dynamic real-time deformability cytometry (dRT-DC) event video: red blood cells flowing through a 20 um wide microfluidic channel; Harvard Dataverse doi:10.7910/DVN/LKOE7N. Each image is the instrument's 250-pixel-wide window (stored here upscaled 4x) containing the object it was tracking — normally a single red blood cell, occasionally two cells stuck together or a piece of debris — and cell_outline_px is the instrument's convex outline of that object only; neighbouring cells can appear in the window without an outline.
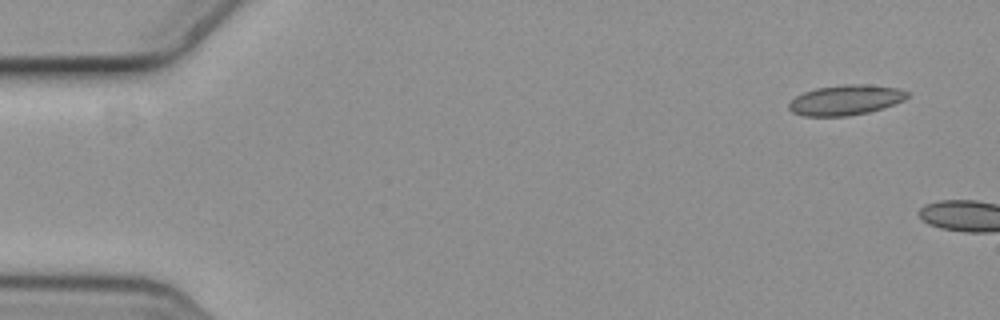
{"species": "common noctule bat (a hibernating species)", "species_latin": "Nyctalus noctula", "temperature_condition": "cold", "stored_images_in_passage": 9, "camera_frame_rate_fps": 3000, "um_per_image_px": 0.085, "animal": {"sex": "female", "body_mass_g": 19.3, "forearm_length_mm": 54.1}, "frame": {"image": 1, "passage_image": 1, "time_ms": 0.0, "image_size_px": [1000, 320], "cell_outline_px": [[908, 96], [904, 100], [884, 108], [868, 112], [848, 116], [804, 116], [792, 112], [788, 108], [788, 104], [796, 96], [804, 92], [816, 88], [844, 84], [864, 84], [900, 88], [908, 92]], "centroid_in_image_um": [71.89, 8.5], "position_along_channel_um": 13.1, "area_um2": 20.87}}
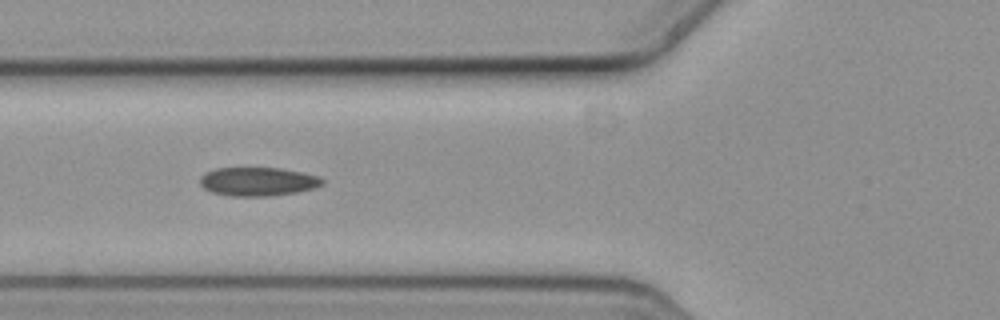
{"frame": {"image": 2, "passage_image": 7, "time_ms": 2.0, "image_size_px": [1000, 320], "cell_outline_px": [[324, 184], [316, 188], [296, 192], [272, 196], [228, 196], [212, 192], [204, 188], [200, 184], [200, 176], [216, 168], [280, 168], [320, 176], [324, 180]], "centroid_in_image_um": [21.95, 15.44], "position_along_channel_um": 103.9, "area_um2": 20.52}}
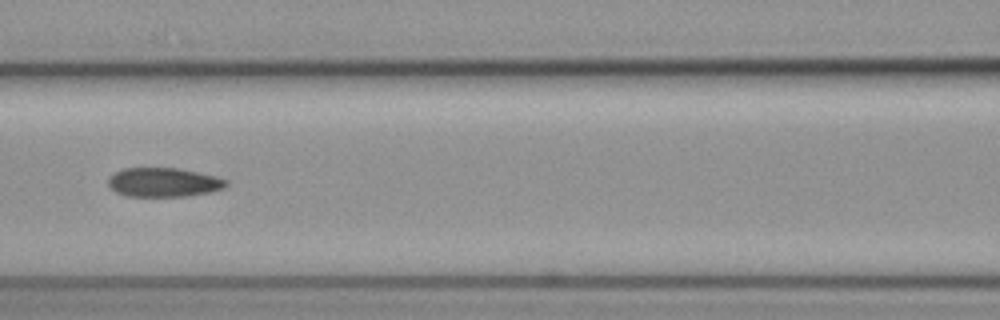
{"frame": {"image": 3, "passage_image": 8, "time_ms": 2.333, "image_size_px": [1000, 320], "cell_outline_px": [[228, 184], [224, 188], [208, 192], [188, 196], [124, 196], [116, 192], [108, 184], [108, 180], [116, 172], [124, 168], [176, 168], [216, 176], [228, 180]], "centroid_in_image_um": [13.92, 15.5], "position_along_channel_um": 152.7, "area_um2": 19.83}}